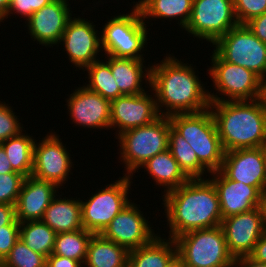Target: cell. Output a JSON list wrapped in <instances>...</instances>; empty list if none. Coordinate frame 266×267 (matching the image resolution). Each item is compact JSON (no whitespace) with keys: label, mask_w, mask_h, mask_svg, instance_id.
I'll list each match as a JSON object with an SVG mask.
<instances>
[{"label":"cell","mask_w":266,"mask_h":267,"mask_svg":"<svg viewBox=\"0 0 266 267\" xmlns=\"http://www.w3.org/2000/svg\"><path fill=\"white\" fill-rule=\"evenodd\" d=\"M150 68V87L155 91L161 116L197 113L210 107L209 91L205 90L191 65L169 55ZM162 106L166 111L160 110Z\"/></svg>","instance_id":"1"},{"label":"cell","mask_w":266,"mask_h":267,"mask_svg":"<svg viewBox=\"0 0 266 267\" xmlns=\"http://www.w3.org/2000/svg\"><path fill=\"white\" fill-rule=\"evenodd\" d=\"M162 204L169 224V238L197 229L221 225L217 191L209 179H189L163 195Z\"/></svg>","instance_id":"2"},{"label":"cell","mask_w":266,"mask_h":267,"mask_svg":"<svg viewBox=\"0 0 266 267\" xmlns=\"http://www.w3.org/2000/svg\"><path fill=\"white\" fill-rule=\"evenodd\" d=\"M209 109L225 152L266 146V105L263 98L210 102Z\"/></svg>","instance_id":"3"},{"label":"cell","mask_w":266,"mask_h":267,"mask_svg":"<svg viewBox=\"0 0 266 267\" xmlns=\"http://www.w3.org/2000/svg\"><path fill=\"white\" fill-rule=\"evenodd\" d=\"M171 126L195 151L199 162L209 173L220 170L225 151L208 108L202 112L169 116Z\"/></svg>","instance_id":"4"},{"label":"cell","mask_w":266,"mask_h":267,"mask_svg":"<svg viewBox=\"0 0 266 267\" xmlns=\"http://www.w3.org/2000/svg\"><path fill=\"white\" fill-rule=\"evenodd\" d=\"M177 260L182 267H227L235 265L221 225L186 232L175 239Z\"/></svg>","instance_id":"5"},{"label":"cell","mask_w":266,"mask_h":267,"mask_svg":"<svg viewBox=\"0 0 266 267\" xmlns=\"http://www.w3.org/2000/svg\"><path fill=\"white\" fill-rule=\"evenodd\" d=\"M170 126L169 117L160 116L151 124L116 134L121 145V162L126 164L125 175L133 176L150 158L168 150Z\"/></svg>","instance_id":"6"},{"label":"cell","mask_w":266,"mask_h":267,"mask_svg":"<svg viewBox=\"0 0 266 267\" xmlns=\"http://www.w3.org/2000/svg\"><path fill=\"white\" fill-rule=\"evenodd\" d=\"M144 21L136 5L131 13L108 20L101 32V48L105 55L144 60L143 54H140L148 37Z\"/></svg>","instance_id":"7"},{"label":"cell","mask_w":266,"mask_h":267,"mask_svg":"<svg viewBox=\"0 0 266 267\" xmlns=\"http://www.w3.org/2000/svg\"><path fill=\"white\" fill-rule=\"evenodd\" d=\"M212 54L210 77L219 97L214 92L209 94L210 102L218 101H252L262 98L263 80L252 70L223 60L215 51ZM221 92V93H220ZM228 98V99H227ZM231 99V100H230Z\"/></svg>","instance_id":"8"},{"label":"cell","mask_w":266,"mask_h":267,"mask_svg":"<svg viewBox=\"0 0 266 267\" xmlns=\"http://www.w3.org/2000/svg\"><path fill=\"white\" fill-rule=\"evenodd\" d=\"M214 51L225 61L252 70L263 81L266 78V44L245 24H238L217 39Z\"/></svg>","instance_id":"9"},{"label":"cell","mask_w":266,"mask_h":267,"mask_svg":"<svg viewBox=\"0 0 266 267\" xmlns=\"http://www.w3.org/2000/svg\"><path fill=\"white\" fill-rule=\"evenodd\" d=\"M132 177L124 175L106 188L93 194L85 202L81 200L83 228L94 234H100L111 220L130 202L128 190Z\"/></svg>","instance_id":"10"},{"label":"cell","mask_w":266,"mask_h":267,"mask_svg":"<svg viewBox=\"0 0 266 267\" xmlns=\"http://www.w3.org/2000/svg\"><path fill=\"white\" fill-rule=\"evenodd\" d=\"M237 25L233 0H193L185 30L213 44Z\"/></svg>","instance_id":"11"},{"label":"cell","mask_w":266,"mask_h":267,"mask_svg":"<svg viewBox=\"0 0 266 267\" xmlns=\"http://www.w3.org/2000/svg\"><path fill=\"white\" fill-rule=\"evenodd\" d=\"M221 227L234 259L249 256L266 230L263 207L223 218Z\"/></svg>","instance_id":"12"},{"label":"cell","mask_w":266,"mask_h":267,"mask_svg":"<svg viewBox=\"0 0 266 267\" xmlns=\"http://www.w3.org/2000/svg\"><path fill=\"white\" fill-rule=\"evenodd\" d=\"M36 143L35 141L31 175L39 180L52 182L58 187L62 186L66 183L73 165L70 153L55 132Z\"/></svg>","instance_id":"13"},{"label":"cell","mask_w":266,"mask_h":267,"mask_svg":"<svg viewBox=\"0 0 266 267\" xmlns=\"http://www.w3.org/2000/svg\"><path fill=\"white\" fill-rule=\"evenodd\" d=\"M135 203L126 205L100 233L128 251L150 243L157 235Z\"/></svg>","instance_id":"14"},{"label":"cell","mask_w":266,"mask_h":267,"mask_svg":"<svg viewBox=\"0 0 266 267\" xmlns=\"http://www.w3.org/2000/svg\"><path fill=\"white\" fill-rule=\"evenodd\" d=\"M220 171L228 179L254 186L263 196L266 194L264 146L225 152Z\"/></svg>","instance_id":"15"},{"label":"cell","mask_w":266,"mask_h":267,"mask_svg":"<svg viewBox=\"0 0 266 267\" xmlns=\"http://www.w3.org/2000/svg\"><path fill=\"white\" fill-rule=\"evenodd\" d=\"M145 93L122 95L111 101L110 128H118L117 134L151 124L159 114L156 98Z\"/></svg>","instance_id":"16"},{"label":"cell","mask_w":266,"mask_h":267,"mask_svg":"<svg viewBox=\"0 0 266 267\" xmlns=\"http://www.w3.org/2000/svg\"><path fill=\"white\" fill-rule=\"evenodd\" d=\"M95 25L83 18H71L60 42L65 45L69 60L79 70L93 64L101 49V38L97 36Z\"/></svg>","instance_id":"17"},{"label":"cell","mask_w":266,"mask_h":267,"mask_svg":"<svg viewBox=\"0 0 266 267\" xmlns=\"http://www.w3.org/2000/svg\"><path fill=\"white\" fill-rule=\"evenodd\" d=\"M210 178L219 198L222 218L262 207L263 195L254 187L228 179L220 170Z\"/></svg>","instance_id":"18"},{"label":"cell","mask_w":266,"mask_h":267,"mask_svg":"<svg viewBox=\"0 0 266 267\" xmlns=\"http://www.w3.org/2000/svg\"><path fill=\"white\" fill-rule=\"evenodd\" d=\"M71 120L79 126L110 129L111 102L85 85L75 89L67 100Z\"/></svg>","instance_id":"19"},{"label":"cell","mask_w":266,"mask_h":267,"mask_svg":"<svg viewBox=\"0 0 266 267\" xmlns=\"http://www.w3.org/2000/svg\"><path fill=\"white\" fill-rule=\"evenodd\" d=\"M67 0H53L28 19L29 33L43 46L59 44L68 21L72 18Z\"/></svg>","instance_id":"20"},{"label":"cell","mask_w":266,"mask_h":267,"mask_svg":"<svg viewBox=\"0 0 266 267\" xmlns=\"http://www.w3.org/2000/svg\"><path fill=\"white\" fill-rule=\"evenodd\" d=\"M58 188L56 184L39 180L32 175L26 177L15 206L19 223L42 220L47 207L58 196Z\"/></svg>","instance_id":"21"},{"label":"cell","mask_w":266,"mask_h":267,"mask_svg":"<svg viewBox=\"0 0 266 267\" xmlns=\"http://www.w3.org/2000/svg\"><path fill=\"white\" fill-rule=\"evenodd\" d=\"M106 61L110 65L112 75L118 85L119 91L123 95H137L145 93L142 87V78H146L145 82L150 86L151 66L149 68L143 65V60L132 58H116L107 55ZM145 72V73H144ZM143 88V89H142Z\"/></svg>","instance_id":"22"},{"label":"cell","mask_w":266,"mask_h":267,"mask_svg":"<svg viewBox=\"0 0 266 267\" xmlns=\"http://www.w3.org/2000/svg\"><path fill=\"white\" fill-rule=\"evenodd\" d=\"M157 235L150 243L129 251L128 267H171L177 260L174 239Z\"/></svg>","instance_id":"23"},{"label":"cell","mask_w":266,"mask_h":267,"mask_svg":"<svg viewBox=\"0 0 266 267\" xmlns=\"http://www.w3.org/2000/svg\"><path fill=\"white\" fill-rule=\"evenodd\" d=\"M42 221L56 233L83 229L81 200L55 198L47 207Z\"/></svg>","instance_id":"24"},{"label":"cell","mask_w":266,"mask_h":267,"mask_svg":"<svg viewBox=\"0 0 266 267\" xmlns=\"http://www.w3.org/2000/svg\"><path fill=\"white\" fill-rule=\"evenodd\" d=\"M129 251L104 238L93 234L89 241L84 265L87 267H128ZM86 263V264H85Z\"/></svg>","instance_id":"25"},{"label":"cell","mask_w":266,"mask_h":267,"mask_svg":"<svg viewBox=\"0 0 266 267\" xmlns=\"http://www.w3.org/2000/svg\"><path fill=\"white\" fill-rule=\"evenodd\" d=\"M155 180L157 185L163 186L164 192L167 193L179 186L185 184L189 178L180 169L177 160L169 150L156 154L146 161L142 166Z\"/></svg>","instance_id":"26"},{"label":"cell","mask_w":266,"mask_h":267,"mask_svg":"<svg viewBox=\"0 0 266 267\" xmlns=\"http://www.w3.org/2000/svg\"><path fill=\"white\" fill-rule=\"evenodd\" d=\"M136 3L144 20L150 17L178 18L183 29L190 20L193 6V0H140Z\"/></svg>","instance_id":"27"},{"label":"cell","mask_w":266,"mask_h":267,"mask_svg":"<svg viewBox=\"0 0 266 267\" xmlns=\"http://www.w3.org/2000/svg\"><path fill=\"white\" fill-rule=\"evenodd\" d=\"M34 144L32 136L22 132L1 143L13 171L25 178L31 176L33 170Z\"/></svg>","instance_id":"28"},{"label":"cell","mask_w":266,"mask_h":267,"mask_svg":"<svg viewBox=\"0 0 266 267\" xmlns=\"http://www.w3.org/2000/svg\"><path fill=\"white\" fill-rule=\"evenodd\" d=\"M168 150L177 160L180 169L189 179H202L206 168L199 162L190 144L172 126L169 130Z\"/></svg>","instance_id":"29"},{"label":"cell","mask_w":266,"mask_h":267,"mask_svg":"<svg viewBox=\"0 0 266 267\" xmlns=\"http://www.w3.org/2000/svg\"><path fill=\"white\" fill-rule=\"evenodd\" d=\"M56 232L42 220L20 223L19 238L34 252L46 258L53 253Z\"/></svg>","instance_id":"30"},{"label":"cell","mask_w":266,"mask_h":267,"mask_svg":"<svg viewBox=\"0 0 266 267\" xmlns=\"http://www.w3.org/2000/svg\"><path fill=\"white\" fill-rule=\"evenodd\" d=\"M93 232L84 228L72 232L57 233L52 254L74 259L84 264Z\"/></svg>","instance_id":"31"},{"label":"cell","mask_w":266,"mask_h":267,"mask_svg":"<svg viewBox=\"0 0 266 267\" xmlns=\"http://www.w3.org/2000/svg\"><path fill=\"white\" fill-rule=\"evenodd\" d=\"M89 84L86 87L110 102L123 94L119 91L118 85L112 75L110 65L100 60L87 66Z\"/></svg>","instance_id":"32"},{"label":"cell","mask_w":266,"mask_h":267,"mask_svg":"<svg viewBox=\"0 0 266 267\" xmlns=\"http://www.w3.org/2000/svg\"><path fill=\"white\" fill-rule=\"evenodd\" d=\"M1 263L3 267H46L47 258L31 250L19 238Z\"/></svg>","instance_id":"33"},{"label":"cell","mask_w":266,"mask_h":267,"mask_svg":"<svg viewBox=\"0 0 266 267\" xmlns=\"http://www.w3.org/2000/svg\"><path fill=\"white\" fill-rule=\"evenodd\" d=\"M24 179L17 172L0 174V204L16 206Z\"/></svg>","instance_id":"34"},{"label":"cell","mask_w":266,"mask_h":267,"mask_svg":"<svg viewBox=\"0 0 266 267\" xmlns=\"http://www.w3.org/2000/svg\"><path fill=\"white\" fill-rule=\"evenodd\" d=\"M21 123L14 114L11 107L0 102V144L11 137H15L22 132Z\"/></svg>","instance_id":"35"},{"label":"cell","mask_w":266,"mask_h":267,"mask_svg":"<svg viewBox=\"0 0 266 267\" xmlns=\"http://www.w3.org/2000/svg\"><path fill=\"white\" fill-rule=\"evenodd\" d=\"M234 13L238 24L266 13V0H233Z\"/></svg>","instance_id":"36"},{"label":"cell","mask_w":266,"mask_h":267,"mask_svg":"<svg viewBox=\"0 0 266 267\" xmlns=\"http://www.w3.org/2000/svg\"><path fill=\"white\" fill-rule=\"evenodd\" d=\"M20 223L15 219L10 225L0 227V262L10 253L19 240Z\"/></svg>","instance_id":"37"},{"label":"cell","mask_w":266,"mask_h":267,"mask_svg":"<svg viewBox=\"0 0 266 267\" xmlns=\"http://www.w3.org/2000/svg\"><path fill=\"white\" fill-rule=\"evenodd\" d=\"M53 0H10L9 8L5 18L14 13H17L26 18V20L43 6L49 4ZM16 11V12H15Z\"/></svg>","instance_id":"38"},{"label":"cell","mask_w":266,"mask_h":267,"mask_svg":"<svg viewBox=\"0 0 266 267\" xmlns=\"http://www.w3.org/2000/svg\"><path fill=\"white\" fill-rule=\"evenodd\" d=\"M245 25L259 40L266 44V13L250 19Z\"/></svg>","instance_id":"39"},{"label":"cell","mask_w":266,"mask_h":267,"mask_svg":"<svg viewBox=\"0 0 266 267\" xmlns=\"http://www.w3.org/2000/svg\"><path fill=\"white\" fill-rule=\"evenodd\" d=\"M81 262L71 258L51 254L47 257L46 267H82Z\"/></svg>","instance_id":"40"},{"label":"cell","mask_w":266,"mask_h":267,"mask_svg":"<svg viewBox=\"0 0 266 267\" xmlns=\"http://www.w3.org/2000/svg\"><path fill=\"white\" fill-rule=\"evenodd\" d=\"M249 256L258 262L266 263V230L255 244Z\"/></svg>","instance_id":"41"},{"label":"cell","mask_w":266,"mask_h":267,"mask_svg":"<svg viewBox=\"0 0 266 267\" xmlns=\"http://www.w3.org/2000/svg\"><path fill=\"white\" fill-rule=\"evenodd\" d=\"M15 219V206L9 204H0V227L10 225Z\"/></svg>","instance_id":"42"},{"label":"cell","mask_w":266,"mask_h":267,"mask_svg":"<svg viewBox=\"0 0 266 267\" xmlns=\"http://www.w3.org/2000/svg\"><path fill=\"white\" fill-rule=\"evenodd\" d=\"M235 267H266V263L258 262L250 256H243L235 259Z\"/></svg>","instance_id":"43"},{"label":"cell","mask_w":266,"mask_h":267,"mask_svg":"<svg viewBox=\"0 0 266 267\" xmlns=\"http://www.w3.org/2000/svg\"><path fill=\"white\" fill-rule=\"evenodd\" d=\"M14 172L9 159L4 151L3 146L0 144V174Z\"/></svg>","instance_id":"44"},{"label":"cell","mask_w":266,"mask_h":267,"mask_svg":"<svg viewBox=\"0 0 266 267\" xmlns=\"http://www.w3.org/2000/svg\"><path fill=\"white\" fill-rule=\"evenodd\" d=\"M10 0H0V22H3L6 17Z\"/></svg>","instance_id":"45"},{"label":"cell","mask_w":266,"mask_h":267,"mask_svg":"<svg viewBox=\"0 0 266 267\" xmlns=\"http://www.w3.org/2000/svg\"><path fill=\"white\" fill-rule=\"evenodd\" d=\"M264 102H265V105H266V80L263 81V96H262Z\"/></svg>","instance_id":"46"},{"label":"cell","mask_w":266,"mask_h":267,"mask_svg":"<svg viewBox=\"0 0 266 267\" xmlns=\"http://www.w3.org/2000/svg\"><path fill=\"white\" fill-rule=\"evenodd\" d=\"M262 207H263L264 214H265V225H266V194L263 197Z\"/></svg>","instance_id":"47"},{"label":"cell","mask_w":266,"mask_h":267,"mask_svg":"<svg viewBox=\"0 0 266 267\" xmlns=\"http://www.w3.org/2000/svg\"><path fill=\"white\" fill-rule=\"evenodd\" d=\"M264 165H265V177H266V146H264Z\"/></svg>","instance_id":"48"},{"label":"cell","mask_w":266,"mask_h":267,"mask_svg":"<svg viewBox=\"0 0 266 267\" xmlns=\"http://www.w3.org/2000/svg\"><path fill=\"white\" fill-rule=\"evenodd\" d=\"M171 267H182V265L177 261L173 266Z\"/></svg>","instance_id":"49"}]
</instances>
